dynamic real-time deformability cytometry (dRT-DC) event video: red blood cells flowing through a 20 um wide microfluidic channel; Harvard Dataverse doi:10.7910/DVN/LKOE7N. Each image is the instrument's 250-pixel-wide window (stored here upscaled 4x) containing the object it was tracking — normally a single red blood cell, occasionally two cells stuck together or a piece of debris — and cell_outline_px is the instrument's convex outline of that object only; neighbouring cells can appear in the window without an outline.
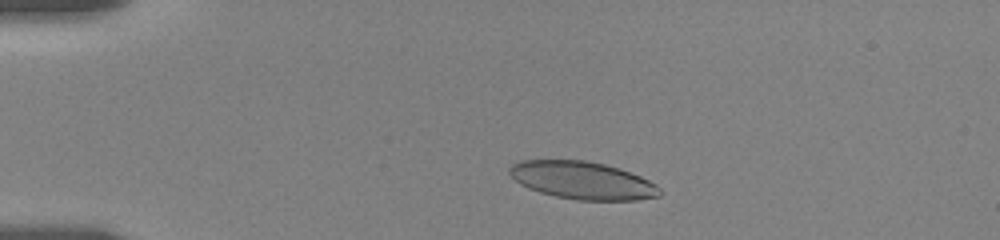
{"species": "human", "species_latin": "Homo sapiens", "temperature_condition": "room temperature", "stored_images_in_passage": 11, "camera_frame_rate_fps": 3000, "um_per_image_px": 0.085, "donor": {"sex": "female"}, "frame": {"image": 1, "passage_image": 3, "time_ms": 2.333, "image_size_px": [1000, 240], "cell_outline_px": [[660, 196], [636, 200], [576, 200], [556, 196], [540, 192], [528, 188], [520, 184], [508, 172], [508, 168], [512, 164], [520, 160], [584, 160], [604, 164], [620, 168], [640, 176], [656, 184], [660, 188]], "centroid_in_image_um": [49.5, 15.33], "position_along_channel_um": 35.5, "area_um2": 32.95}}
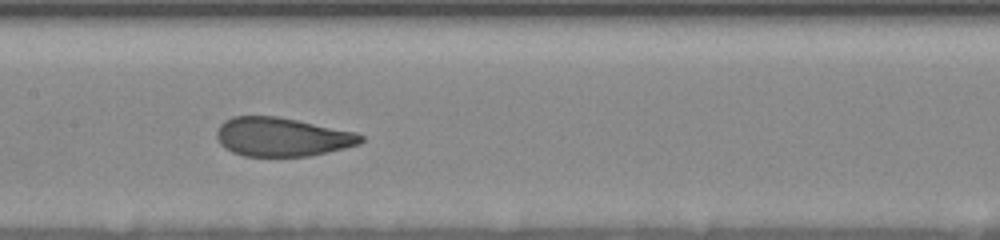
{"frame": {"image": 2, "passage_image": 8, "time_ms": 8.0, "image_size_px": [1000, 240], "cell_outline_px": [[364, 140], [360, 144], [344, 148], [308, 156], [244, 156], [232, 152], [224, 148], [220, 144], [216, 136], [216, 132], [220, 124], [224, 120], [232, 116], [276, 116], [356, 132], [364, 136]], "centroid_in_image_um": [23.94, 11.64], "position_along_channel_um": 183.5, "area_um2": 32.6}}
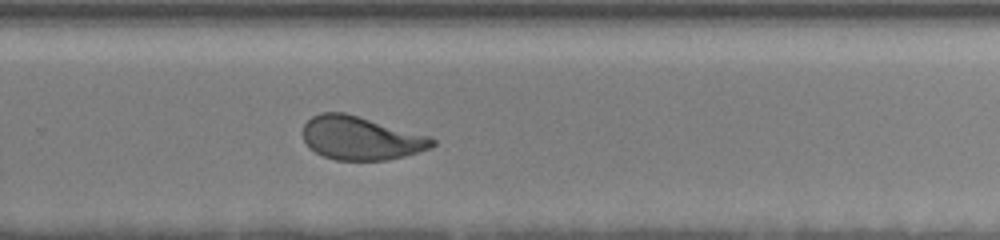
{"frame": {"image": 3, "passage_image": 11, "time_ms": 11.333, "image_size_px": [1000, 240], "cell_outline_px": [[436, 144], [432, 148], [404, 156], [388, 160], [336, 160], [324, 156], [308, 148], [304, 140], [304, 124], [312, 116], [320, 112], [344, 112], [432, 136], [436, 140]], "centroid_in_image_um": [30.71, 11.74], "position_along_channel_um": 299.1, "area_um2": 33.0}}